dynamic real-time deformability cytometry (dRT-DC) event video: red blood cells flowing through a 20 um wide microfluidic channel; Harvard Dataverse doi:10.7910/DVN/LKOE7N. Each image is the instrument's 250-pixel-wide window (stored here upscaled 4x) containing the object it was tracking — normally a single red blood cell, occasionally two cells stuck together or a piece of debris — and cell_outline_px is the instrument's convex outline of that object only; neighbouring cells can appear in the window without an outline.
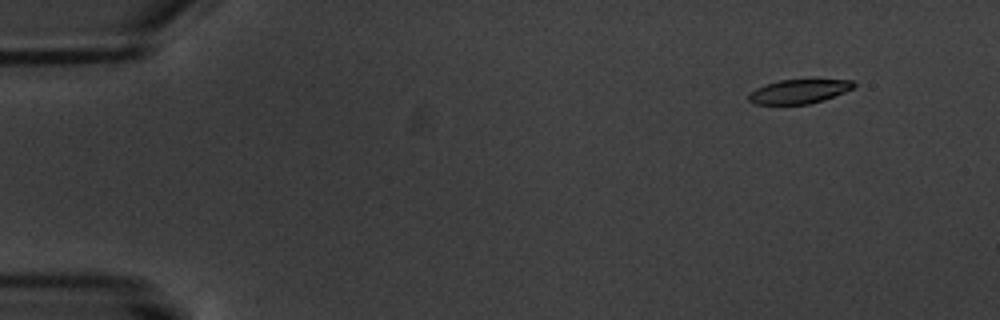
{"species": "common noctule bat (a hibernating species)", "species_latin": "Nyctalus noctula", "temperature_condition": "warm", "stored_images_in_passage": 7, "segment_of_instrument_passage": [2, 2], "camera_frame_rate_fps": 3000, "um_per_image_px": 0.085, "animal": {"sex": "male", "body_mass_g": 20.1, "forearm_length_mm": 53.5}, "frame": {"image": 1, "passage_image": 7, "time_ms": 7.0, "image_size_px": [1000, 320], "cell_outline_px": [[856, 84], [852, 88], [844, 92], [824, 100], [808, 104], [756, 104], [748, 100], [748, 92], [764, 84], [780, 80], [852, 80]], "centroid_in_image_um": [67.86, 7.77], "position_along_channel_um": 17.1, "area_um2": 14.68}}